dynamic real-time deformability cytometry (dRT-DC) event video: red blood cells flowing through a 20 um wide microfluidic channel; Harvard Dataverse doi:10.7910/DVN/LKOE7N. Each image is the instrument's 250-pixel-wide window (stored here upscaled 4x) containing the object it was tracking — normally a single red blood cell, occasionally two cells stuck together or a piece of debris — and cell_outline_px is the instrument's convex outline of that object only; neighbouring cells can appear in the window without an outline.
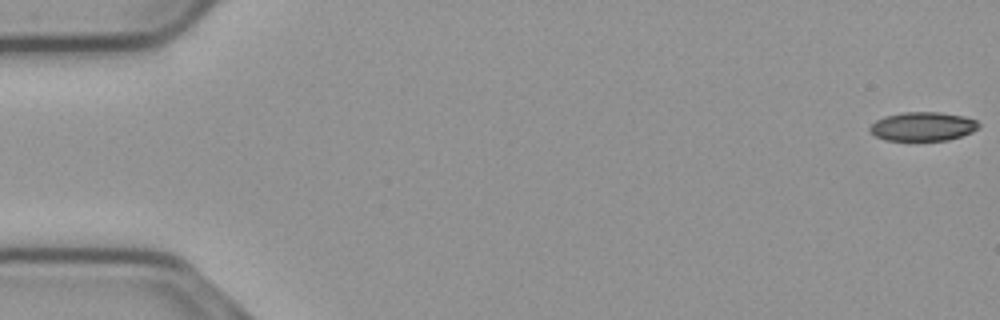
{"species": "common noctule bat (a hibernating species)", "species_latin": "Nyctalus noctula", "temperature_condition": "cold", "stored_images_in_passage": 56, "camera_frame_rate_fps": 3000, "um_per_image_px": 0.085, "animal": {"sex": "male", "body_mass_g": 23.1, "forearm_length_mm": 52.7}, "frame": {"image": 1, "passage_image": 1, "time_ms": 0.0, "image_size_px": [1000, 320], "cell_outline_px": [[980, 128], [972, 132], [948, 140], [884, 140], [876, 136], [868, 128], [876, 120], [884, 116], [904, 112], [940, 112], [964, 116], [976, 120], [980, 124]], "centroid_in_image_um": [78.46, 10.74], "position_along_channel_um": 6.5, "area_um2": 18.32}}
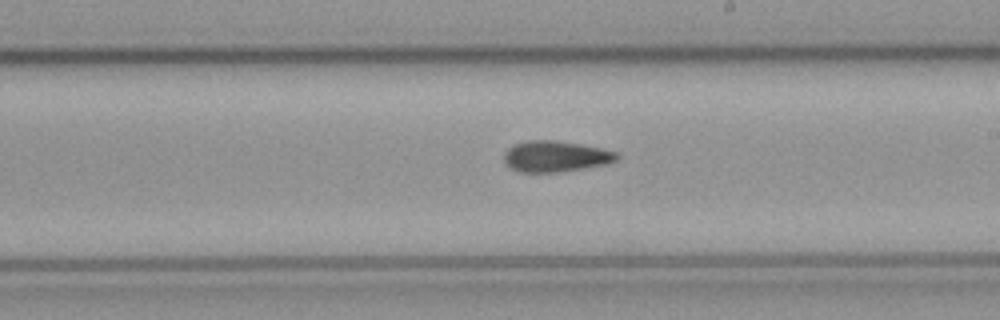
{"frame": {"image": 2, "passage_image": 32, "time_ms": 10.333, "image_size_px": [1000, 320], "cell_outline_px": [[620, 156], [616, 160], [608, 164], [584, 168], [556, 172], [520, 172], [512, 168], [504, 160], [504, 152], [512, 144], [528, 140], [556, 140], [580, 144], [600, 148], [616, 152]], "centroid_in_image_um": [47.22, 13.28], "position_along_channel_um": 241.8, "area_um2": 20.35}}
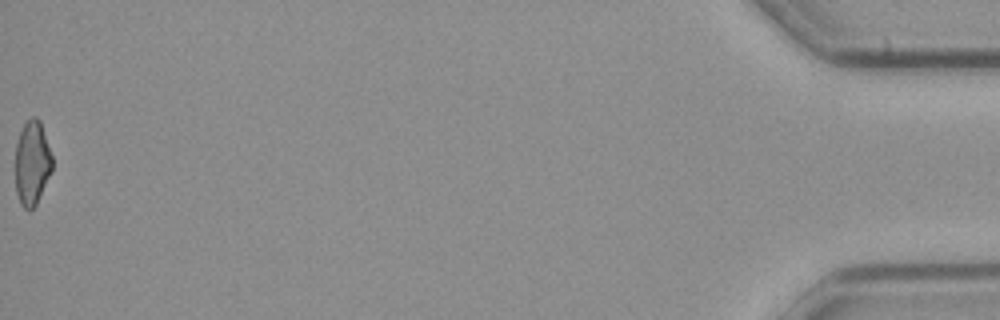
{"frame": {"image": 3, "passage_image": 56, "time_ms": 18.333, "image_size_px": [1000, 320], "cell_outline_px": [[52, 172], [36, 204], [28, 212], [20, 204], [16, 192], [16, 144], [20, 132], [24, 124], [32, 116], [36, 116], [40, 120], [52, 156]], "centroid_in_image_um": [2.73, 13.87], "position_along_channel_um": 432.5, "area_um2": 18.15}, "authors_computed_cell_mechanics": {"area_um2": 19.6231, "velocity_mm_per_s": 3.7355, "shape_relaxation_time_tau1_ms": null, "shape_relaxation_time_tau2_ms": 8.2879, "deformation_change_tau1": null, "deformation_change_tau2": 0.1673}}